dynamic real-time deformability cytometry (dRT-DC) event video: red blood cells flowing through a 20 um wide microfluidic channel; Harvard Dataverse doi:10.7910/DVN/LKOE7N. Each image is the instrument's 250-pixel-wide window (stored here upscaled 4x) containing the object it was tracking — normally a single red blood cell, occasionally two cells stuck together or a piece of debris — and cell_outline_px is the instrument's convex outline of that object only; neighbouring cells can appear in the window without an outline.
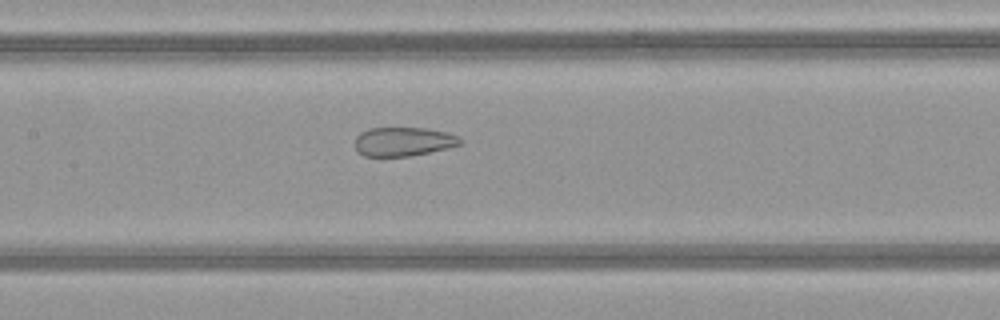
{"species": "common noctule bat (a hibernating species)", "species_latin": "Nyctalus noctula", "temperature_condition": "warm", "stored_images_in_passage": 50, "segment_of_instrument_passage": [2, 2], "camera_frame_rate_fps": 3000, "um_per_image_px": 0.085, "animal": {"sex": "female", "body_mass_g": 21.9}, "frame": {"image": 1, "passage_image": 24, "time_ms": 7.667, "image_size_px": [1000, 320], "cell_outline_px": [[460, 144], [448, 148], [408, 156], [364, 156], [356, 152], [356, 136], [360, 132], [368, 128], [424, 128], [444, 132], [460, 136]], "centroid_in_image_um": [34.24, 12.03], "position_along_channel_um": 173.2, "area_um2": 17.63}}
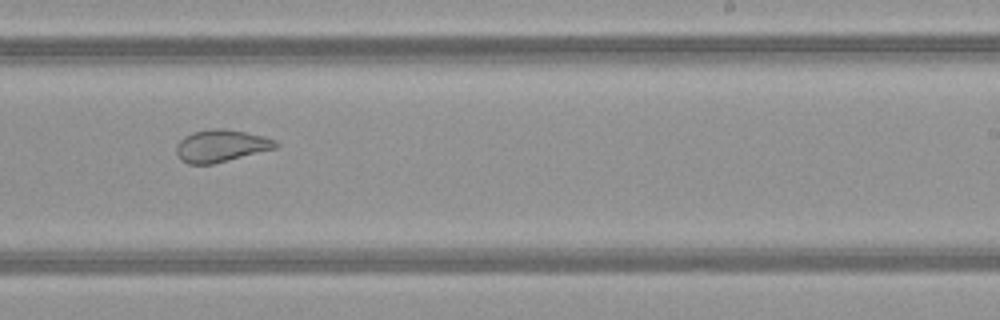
{"frame": {"image": 2, "passage_image": 31, "time_ms": 10.0, "image_size_px": [1000, 320], "cell_outline_px": [[280, 144], [276, 148], [212, 164], [188, 164], [180, 160], [176, 152], [176, 144], [184, 136], [192, 132], [212, 128], [224, 128], [264, 136], [276, 140]], "centroid_in_image_um": [18.77, 12.39], "position_along_channel_um": 270.2, "area_um2": 18.73}}
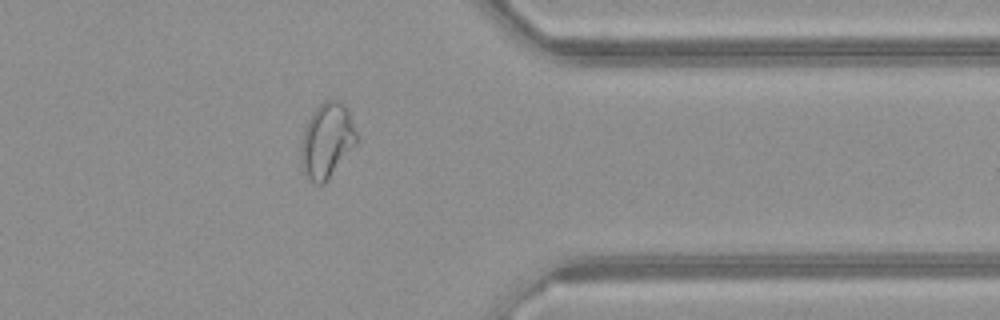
{"frame": {"image": 3, "passage_image": 40, "time_ms": 13.0, "image_size_px": [1000, 320], "cell_outline_px": [[360, 136], [356, 144], [324, 184], [316, 184], [308, 180], [300, 164], [300, 144], [304, 128], [312, 112], [324, 100], [336, 100], [344, 104], [348, 108]], "centroid_in_image_um": [27.79, 11.94], "position_along_channel_um": 383.6, "area_um2": 24.8}}